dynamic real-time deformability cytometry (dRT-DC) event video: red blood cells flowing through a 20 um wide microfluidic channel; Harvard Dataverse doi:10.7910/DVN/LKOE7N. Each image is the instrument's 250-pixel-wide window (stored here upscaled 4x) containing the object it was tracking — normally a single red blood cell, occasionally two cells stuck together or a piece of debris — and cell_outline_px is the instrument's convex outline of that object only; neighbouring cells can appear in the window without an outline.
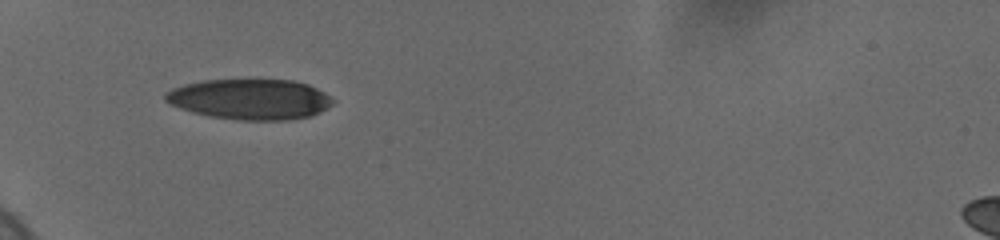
{"species": "human", "species_latin": "Homo sapiens", "temperature_condition": "cold", "stored_images_in_passage": 38, "camera_frame_rate_fps": 3000, "um_per_image_px": 0.085, "donor": {"sex": "female"}, "frame": {"image": 1, "passage_image": 1, "time_ms": 0.0, "image_size_px": [1000, 240], "cell_outline_px": [[336, 100], [328, 108], [308, 116], [288, 120], [240, 120], [212, 116], [192, 112], [180, 108], [164, 100], [164, 92], [172, 88], [184, 84], [204, 80], [292, 80], [308, 84], [324, 92]], "centroid_in_image_um": [21.25, 8.43], "position_along_channel_um": 63.7, "area_um2": 39.42}}
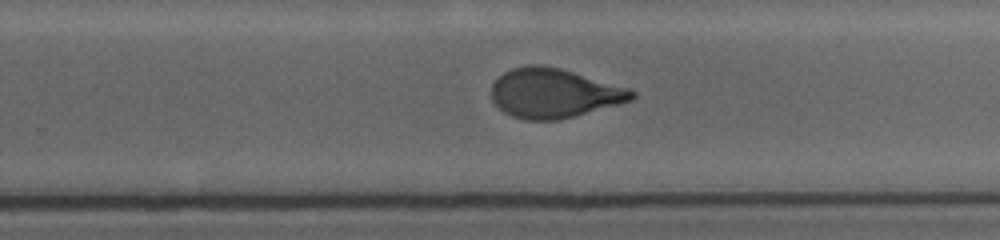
{"frame": {"image": 2, "passage_image": 20, "time_ms": 6.333, "image_size_px": [1000, 240], "cell_outline_px": [[636, 96], [632, 100], [620, 104], [560, 120], [524, 120], [512, 116], [504, 112], [492, 100], [492, 84], [504, 72], [512, 68], [528, 64], [540, 64], [560, 68], [628, 88], [636, 92]], "centroid_in_image_um": [47.08, 7.92], "position_along_channel_um": 282.7, "area_um2": 40.4}}
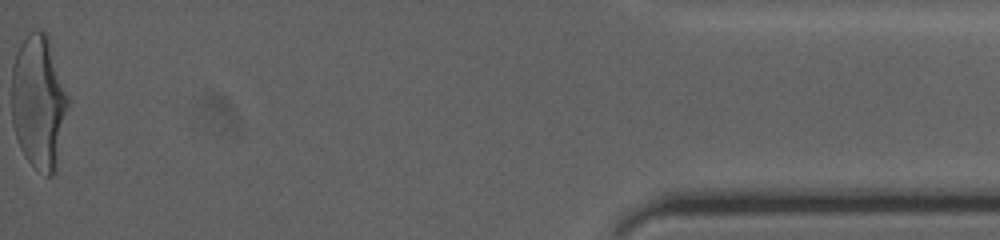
{"frame": {"image": 3, "passage_image": 38, "time_ms": 12.333, "image_size_px": [1000, 240], "cell_outline_px": [[68, 104], [56, 172], [52, 176], [48, 176], [32, 164], [24, 156], [20, 148], [12, 124], [12, 68], [16, 52], [24, 36], [32, 28], [36, 28], [44, 32], [48, 36], [68, 96]], "centroid_in_image_um": [3.27, 8.64], "position_along_channel_um": 431.9, "area_um2": 44.04}, "authors_computed_cell_mechanics": {"area_um2": 41.1536, "velocity_mm_per_s": 3.6785, "shape_relaxation_time_tau1_ms": 4.2891, "shape_relaxation_time_tau2_ms": 0.9108, "deformation_change_tau1": 0.1773, "deformation_change_tau2": 0.0682}}